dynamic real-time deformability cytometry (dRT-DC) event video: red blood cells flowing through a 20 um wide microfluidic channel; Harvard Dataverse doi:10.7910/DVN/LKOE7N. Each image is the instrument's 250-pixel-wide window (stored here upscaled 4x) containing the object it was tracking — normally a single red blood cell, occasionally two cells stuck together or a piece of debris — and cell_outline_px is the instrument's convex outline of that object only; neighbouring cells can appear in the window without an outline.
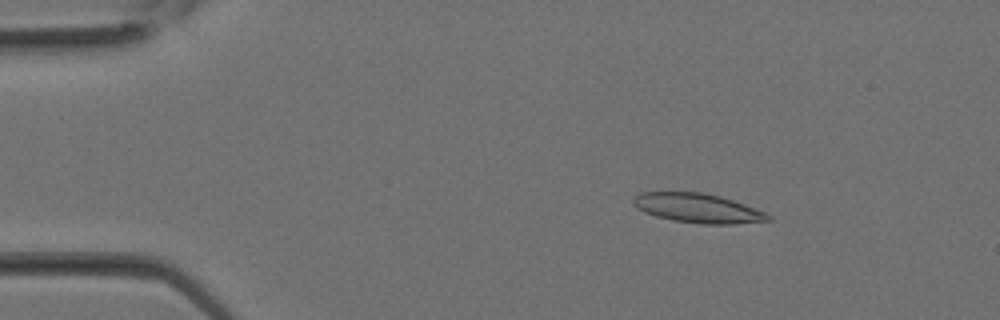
{"species": "Egyptian fruit bat (a non-hibernating species)", "species_latin": "Rousettus aegyptiacus", "temperature_condition": "room temperature", "stored_images_in_passage": 12, "camera_frame_rate_fps": 3000, "um_per_image_px": 0.085, "animal": {"sex": "female"}, "frame": {"image": 1, "passage_image": 4, "time_ms": 1.0, "image_size_px": [1000, 320], "cell_outline_px": [[772, 220], [732, 224], [704, 224], [672, 220], [656, 216], [644, 212], [636, 208], [632, 204], [632, 200], [640, 192], [660, 188], [704, 192], [720, 196], [744, 204], [764, 212], [772, 216]], "centroid_in_image_um": [59.19, 17.63], "position_along_channel_um": 25.8, "area_um2": 23.93}}
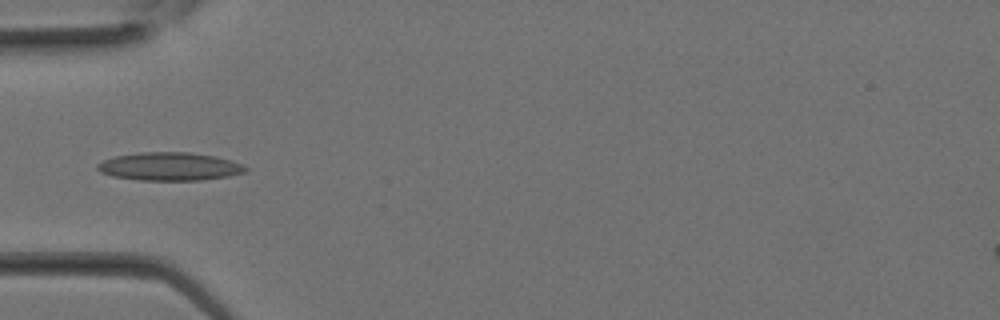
{"frame": {"image": 2, "passage_image": 9, "time_ms": 2.667, "image_size_px": [1000, 320], "cell_outline_px": [[248, 168], [244, 172], [228, 176], [200, 180], [140, 180], [112, 176], [100, 172], [96, 168], [96, 164], [112, 156], [140, 152], [188, 152], [216, 156], [244, 164]], "centroid_in_image_um": [14.39, 14.14], "position_along_channel_um": 70.6, "area_um2": 24.39}}
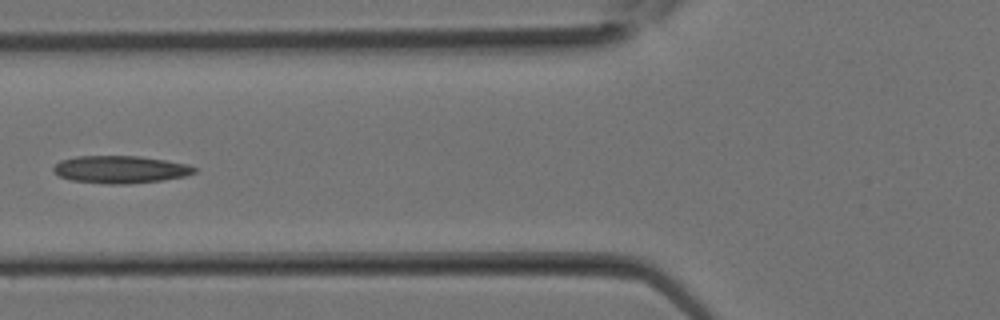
{"frame": {"image": 3, "passage_image": 11, "time_ms": 3.333, "image_size_px": [1000, 320], "cell_outline_px": [[196, 172], [184, 176], [160, 180], [128, 184], [108, 184], [72, 180], [60, 176], [52, 172], [52, 168], [60, 160], [76, 156], [140, 156], [188, 164], [196, 168]], "centroid_in_image_um": [10.2, 14.4], "position_along_channel_um": 115.6, "area_um2": 22.48}}